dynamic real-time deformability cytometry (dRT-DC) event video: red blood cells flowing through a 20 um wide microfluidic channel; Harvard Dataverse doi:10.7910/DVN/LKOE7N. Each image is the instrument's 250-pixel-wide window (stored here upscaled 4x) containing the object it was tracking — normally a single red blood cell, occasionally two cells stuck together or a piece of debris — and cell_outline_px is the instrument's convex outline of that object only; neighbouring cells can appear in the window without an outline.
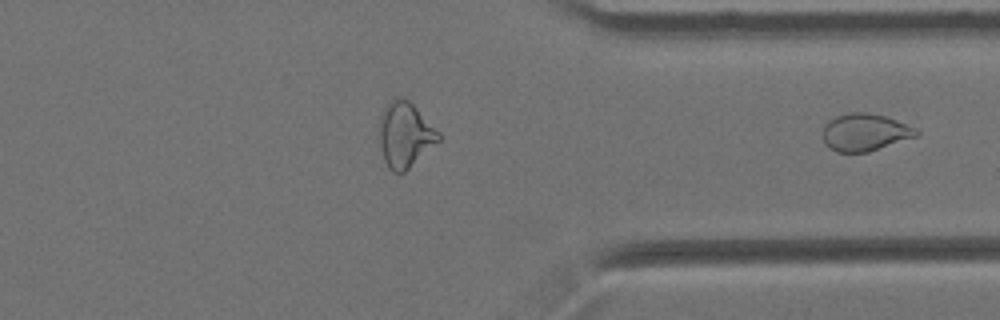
{"species": "Egyptian fruit bat (a non-hibernating species)", "species_latin": "Rousettus aegyptiacus", "temperature_condition": "cold", "stored_images_in_passage": 37, "segment_of_instrument_passage": [2, 2], "camera_frame_rate_fps": 3000, "um_per_image_px": 0.085, "animal": {"sex": "female"}, "frame": {"image": 1, "passage_image": 37, "time_ms": 12.0, "image_size_px": [1000, 320], "cell_outline_px": [[920, 136], [868, 152], [836, 152], [828, 148], [824, 144], [824, 124], [828, 120], [836, 116], [848, 112], [868, 112], [884, 116], [896, 120], [916, 128], [920, 132]], "centroid_in_image_um": [73.53, 11.25], "position_along_channel_um": 337.9, "area_um2": 20.63}}